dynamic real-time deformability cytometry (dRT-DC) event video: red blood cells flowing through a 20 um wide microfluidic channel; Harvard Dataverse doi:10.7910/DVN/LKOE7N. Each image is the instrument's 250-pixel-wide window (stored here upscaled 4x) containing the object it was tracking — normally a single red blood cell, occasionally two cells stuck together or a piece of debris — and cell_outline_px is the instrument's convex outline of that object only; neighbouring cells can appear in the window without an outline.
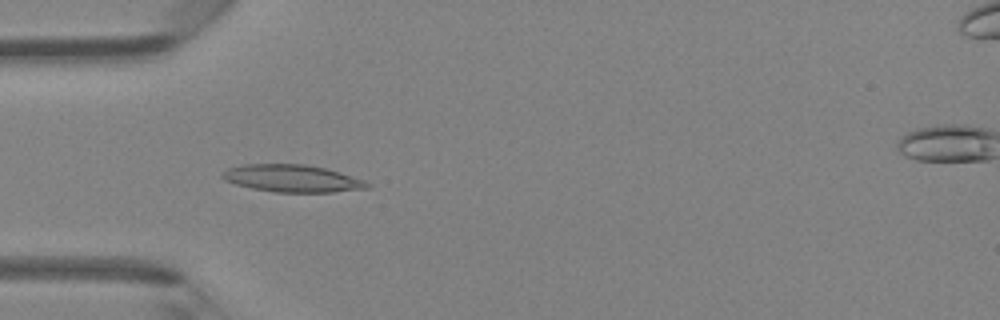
{"species": "Egyptian fruit bat (a non-hibernating species)", "species_latin": "Rousettus aegyptiacus", "temperature_condition": "room temperature", "stored_images_in_passage": 45, "camera_frame_rate_fps": 3000, "um_per_image_px": 0.085, "animal": {"sex": "female"}, "frame": {"image": 1, "passage_image": 12, "time_ms": 3.667, "image_size_px": [1000, 320], "cell_outline_px": [[372, 184], [368, 188], [332, 192], [276, 192], [252, 188], [236, 184], [224, 180], [220, 176], [228, 168], [244, 164], [304, 164], [324, 168], [340, 172], [364, 180]], "centroid_in_image_um": [24.84, 15.16], "position_along_channel_um": 60.2, "area_um2": 22.95}}
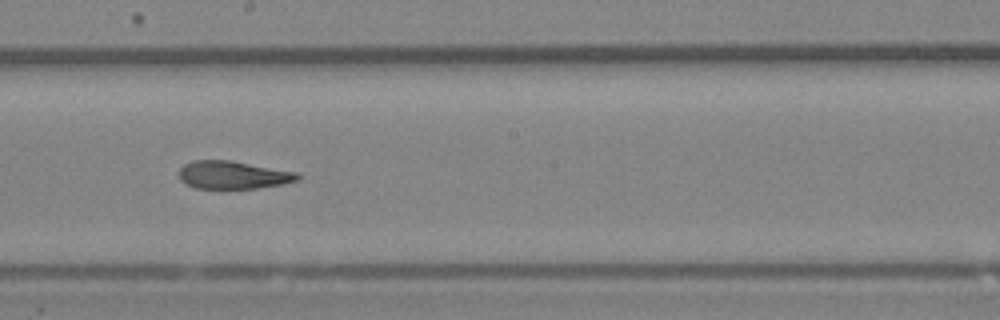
{"frame": {"image": 2, "passage_image": 24, "time_ms": 7.667, "image_size_px": [1000, 320], "cell_outline_px": [[304, 176], [300, 180], [284, 184], [256, 188], [196, 188], [184, 184], [180, 180], [180, 168], [184, 164], [192, 160], [228, 160], [300, 172]], "centroid_in_image_um": [19.88, 14.87], "position_along_channel_um": 228.3, "area_um2": 19.54}}
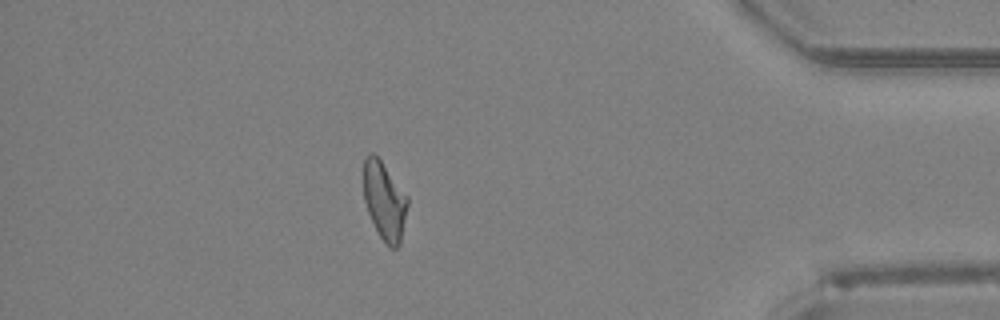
{"frame": {"image": 3, "passage_image": 39, "time_ms": 12.667, "image_size_px": [1000, 320], "cell_outline_px": [[408, 204], [400, 244], [396, 248], [392, 248], [380, 236], [368, 212], [364, 200], [364, 160], [368, 152], [372, 152], [380, 160], [408, 196]], "centroid_in_image_um": [32.68, 17.05], "position_along_channel_um": 402.5, "area_um2": 19.65}, "authors_computed_cell_mechanics": {"area_um2": 20.6346, "velocity_mm_per_s": 4.2874, "shape_relaxation_time_tau1_ms": 9.0653, "shape_relaxation_time_tau2_ms": 2.687, "deformation_change_tau1": 0.2715, "deformation_change_tau2": 0.1192}}